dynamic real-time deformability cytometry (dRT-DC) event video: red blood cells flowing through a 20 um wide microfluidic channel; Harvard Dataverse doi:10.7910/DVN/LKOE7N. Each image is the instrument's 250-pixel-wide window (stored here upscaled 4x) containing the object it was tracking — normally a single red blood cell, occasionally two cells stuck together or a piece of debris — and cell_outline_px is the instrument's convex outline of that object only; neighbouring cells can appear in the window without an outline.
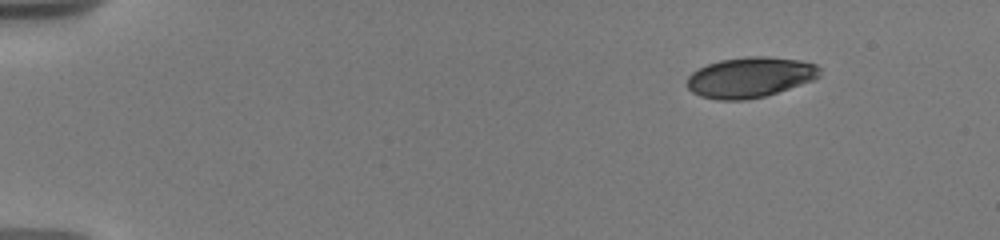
{"species": "human", "species_latin": "Homo sapiens", "temperature_condition": "warm", "stored_images_in_passage": 39, "camera_frame_rate_fps": 3000, "um_per_image_px": 0.085, "donor": {"sex": "male"}, "frame": {"image": 1, "passage_image": 1, "time_ms": 0.0, "image_size_px": [1000, 240], "cell_outline_px": [[820, 76], [812, 80], [764, 96], [744, 100], [720, 100], [700, 96], [692, 92], [684, 84], [688, 76], [692, 72], [708, 64], [720, 60], [748, 56], [764, 56], [800, 60], [816, 64], [820, 68]], "centroid_in_image_um": [63.72, 6.56], "position_along_channel_um": 21.3, "area_um2": 31.15}}
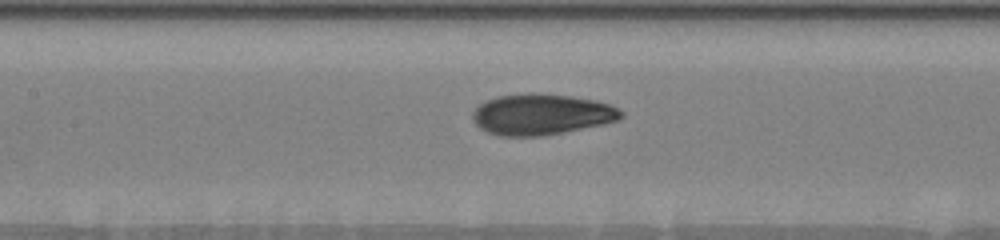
{"frame": {"image": 2, "passage_image": 19, "time_ms": 7.0, "image_size_px": [1000, 240], "cell_outline_px": [[624, 116], [616, 120], [604, 124], [540, 136], [500, 136], [488, 132], [480, 128], [472, 120], [472, 112], [484, 100], [500, 96], [528, 92], [532, 92], [572, 96], [596, 100], [608, 104], [624, 112]], "centroid_in_image_um": [46.0, 9.71], "position_along_channel_um": 161.4, "area_um2": 35.43}}
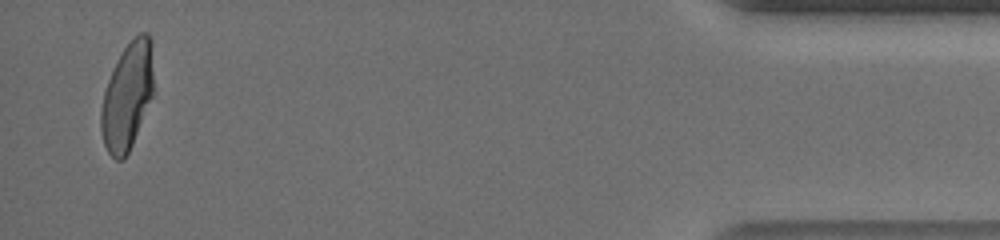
{"frame": {"image": 3, "passage_image": 39, "time_ms": 16.0, "image_size_px": [1000, 240], "cell_outline_px": [[152, 96], [132, 144], [128, 152], [120, 160], [116, 160], [108, 152], [104, 144], [100, 128], [100, 112], [104, 92], [108, 80], [124, 48], [140, 32], [148, 32], [152, 44]], "centroid_in_image_um": [10.81, 8.18], "position_along_channel_um": 424.4, "area_um2": 32.08}, "authors_computed_cell_mechanics": {"area_um2": 34.391, "velocity_mm_per_s": 3.6675, "shape_relaxation_time_tau1_ms": 5.7856, "shape_relaxation_time_tau2_ms": 1.3906, "deformation_change_tau1": 0.2299, "deformation_change_tau2": 0.0624}}